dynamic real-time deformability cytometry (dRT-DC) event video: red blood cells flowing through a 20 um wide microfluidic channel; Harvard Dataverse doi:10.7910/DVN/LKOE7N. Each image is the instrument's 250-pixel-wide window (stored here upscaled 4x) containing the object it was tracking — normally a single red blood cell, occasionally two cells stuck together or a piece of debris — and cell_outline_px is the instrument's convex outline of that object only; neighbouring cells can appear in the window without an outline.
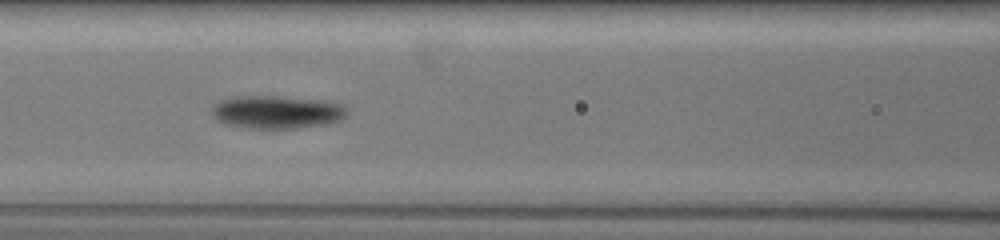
{"species": "common noctule bat (a hibernating species)", "species_latin": "Nyctalus noctula", "temperature_condition": "warm", "stored_images_in_passage": 28, "camera_frame_rate_fps": 3000, "um_per_image_px": 0.085, "animal": {"sex": "female", "body_mass_g": 19.5, "forearm_length_mm": 54.1}, "frame": {"image": 1, "passage_image": 21, "time_ms": 8.667, "image_size_px": [1000, 240], "cell_outline_px": [[344, 116], [340, 120], [328, 124], [300, 128], [240, 128], [224, 124], [216, 120], [212, 116], [212, 108], [216, 104], [224, 100], [236, 96], [272, 96], [308, 100], [336, 104], [344, 108]], "centroid_in_image_um": [23.4, 9.56], "position_along_channel_um": 143.2, "area_um2": 25.32}}